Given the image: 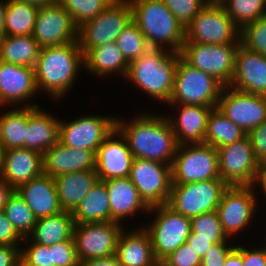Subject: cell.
Here are the masks:
<instances>
[{
    "label": "cell",
    "mask_w": 266,
    "mask_h": 266,
    "mask_svg": "<svg viewBox=\"0 0 266 266\" xmlns=\"http://www.w3.org/2000/svg\"><path fill=\"white\" fill-rule=\"evenodd\" d=\"M115 128L125 138L133 158L172 165L178 144L168 116L143 113L128 123L116 118Z\"/></svg>",
    "instance_id": "6da1fadb"
},
{
    "label": "cell",
    "mask_w": 266,
    "mask_h": 266,
    "mask_svg": "<svg viewBox=\"0 0 266 266\" xmlns=\"http://www.w3.org/2000/svg\"><path fill=\"white\" fill-rule=\"evenodd\" d=\"M81 67H85L84 54L78 41L41 48L34 68L38 92L46 90L51 97L63 99L74 85Z\"/></svg>",
    "instance_id": "7a4b0ae2"
},
{
    "label": "cell",
    "mask_w": 266,
    "mask_h": 266,
    "mask_svg": "<svg viewBox=\"0 0 266 266\" xmlns=\"http://www.w3.org/2000/svg\"><path fill=\"white\" fill-rule=\"evenodd\" d=\"M180 52L150 47L129 63L126 77L142 91L169 104Z\"/></svg>",
    "instance_id": "3957f363"
},
{
    "label": "cell",
    "mask_w": 266,
    "mask_h": 266,
    "mask_svg": "<svg viewBox=\"0 0 266 266\" xmlns=\"http://www.w3.org/2000/svg\"><path fill=\"white\" fill-rule=\"evenodd\" d=\"M129 2L133 21L145 36L149 47L165 49L168 45L167 49L170 51H181L185 41V28L162 0H129Z\"/></svg>",
    "instance_id": "277c9868"
},
{
    "label": "cell",
    "mask_w": 266,
    "mask_h": 266,
    "mask_svg": "<svg viewBox=\"0 0 266 266\" xmlns=\"http://www.w3.org/2000/svg\"><path fill=\"white\" fill-rule=\"evenodd\" d=\"M223 85L209 74L178 60L169 104L201 105L217 108Z\"/></svg>",
    "instance_id": "5b68a950"
},
{
    "label": "cell",
    "mask_w": 266,
    "mask_h": 266,
    "mask_svg": "<svg viewBox=\"0 0 266 266\" xmlns=\"http://www.w3.org/2000/svg\"><path fill=\"white\" fill-rule=\"evenodd\" d=\"M132 20L129 0H113L97 17L78 27L77 41L82 53L85 55L91 48L115 42Z\"/></svg>",
    "instance_id": "8992f818"
},
{
    "label": "cell",
    "mask_w": 266,
    "mask_h": 266,
    "mask_svg": "<svg viewBox=\"0 0 266 266\" xmlns=\"http://www.w3.org/2000/svg\"><path fill=\"white\" fill-rule=\"evenodd\" d=\"M171 174L172 184L221 179L217 149L205 143L178 145Z\"/></svg>",
    "instance_id": "52a82bcc"
},
{
    "label": "cell",
    "mask_w": 266,
    "mask_h": 266,
    "mask_svg": "<svg viewBox=\"0 0 266 266\" xmlns=\"http://www.w3.org/2000/svg\"><path fill=\"white\" fill-rule=\"evenodd\" d=\"M240 43L201 44L184 41L181 58L198 70L229 86L234 74L235 56Z\"/></svg>",
    "instance_id": "ba28073f"
},
{
    "label": "cell",
    "mask_w": 266,
    "mask_h": 266,
    "mask_svg": "<svg viewBox=\"0 0 266 266\" xmlns=\"http://www.w3.org/2000/svg\"><path fill=\"white\" fill-rule=\"evenodd\" d=\"M227 187L222 179L172 184L167 206L188 218L213 212Z\"/></svg>",
    "instance_id": "9c48e42d"
},
{
    "label": "cell",
    "mask_w": 266,
    "mask_h": 266,
    "mask_svg": "<svg viewBox=\"0 0 266 266\" xmlns=\"http://www.w3.org/2000/svg\"><path fill=\"white\" fill-rule=\"evenodd\" d=\"M241 30L225 8L207 3L185 28V41L201 44L241 43Z\"/></svg>",
    "instance_id": "30bf717a"
},
{
    "label": "cell",
    "mask_w": 266,
    "mask_h": 266,
    "mask_svg": "<svg viewBox=\"0 0 266 266\" xmlns=\"http://www.w3.org/2000/svg\"><path fill=\"white\" fill-rule=\"evenodd\" d=\"M217 152L220 178L227 186L254 187L258 184L262 166L254 156L248 136L217 148Z\"/></svg>",
    "instance_id": "8fae6325"
},
{
    "label": "cell",
    "mask_w": 266,
    "mask_h": 266,
    "mask_svg": "<svg viewBox=\"0 0 266 266\" xmlns=\"http://www.w3.org/2000/svg\"><path fill=\"white\" fill-rule=\"evenodd\" d=\"M149 211L157 215L144 228L150 235L155 259L160 262L186 243L192 230L191 218L174 212L167 205L152 206Z\"/></svg>",
    "instance_id": "7c38bea8"
},
{
    "label": "cell",
    "mask_w": 266,
    "mask_h": 266,
    "mask_svg": "<svg viewBox=\"0 0 266 266\" xmlns=\"http://www.w3.org/2000/svg\"><path fill=\"white\" fill-rule=\"evenodd\" d=\"M128 178L149 207L167 205L172 186L171 165L134 158Z\"/></svg>",
    "instance_id": "4fadbf2b"
},
{
    "label": "cell",
    "mask_w": 266,
    "mask_h": 266,
    "mask_svg": "<svg viewBox=\"0 0 266 266\" xmlns=\"http://www.w3.org/2000/svg\"><path fill=\"white\" fill-rule=\"evenodd\" d=\"M122 226L116 221L74 225L73 239L79 262L115 255Z\"/></svg>",
    "instance_id": "5bb4252c"
},
{
    "label": "cell",
    "mask_w": 266,
    "mask_h": 266,
    "mask_svg": "<svg viewBox=\"0 0 266 266\" xmlns=\"http://www.w3.org/2000/svg\"><path fill=\"white\" fill-rule=\"evenodd\" d=\"M217 109L246 133L266 120V96L223 87Z\"/></svg>",
    "instance_id": "9a60e30c"
},
{
    "label": "cell",
    "mask_w": 266,
    "mask_h": 266,
    "mask_svg": "<svg viewBox=\"0 0 266 266\" xmlns=\"http://www.w3.org/2000/svg\"><path fill=\"white\" fill-rule=\"evenodd\" d=\"M112 116H82L71 122L59 123V142L72 148L92 150L95 153L105 138L115 129Z\"/></svg>",
    "instance_id": "2e32d148"
},
{
    "label": "cell",
    "mask_w": 266,
    "mask_h": 266,
    "mask_svg": "<svg viewBox=\"0 0 266 266\" xmlns=\"http://www.w3.org/2000/svg\"><path fill=\"white\" fill-rule=\"evenodd\" d=\"M254 189L253 187L228 186L223 192L216 211L228 238L244 230L252 221L258 204L257 193L255 195Z\"/></svg>",
    "instance_id": "e0dca14e"
},
{
    "label": "cell",
    "mask_w": 266,
    "mask_h": 266,
    "mask_svg": "<svg viewBox=\"0 0 266 266\" xmlns=\"http://www.w3.org/2000/svg\"><path fill=\"white\" fill-rule=\"evenodd\" d=\"M77 27L69 13L57 2L39 7L32 36L40 48L77 41Z\"/></svg>",
    "instance_id": "ac0fdd59"
},
{
    "label": "cell",
    "mask_w": 266,
    "mask_h": 266,
    "mask_svg": "<svg viewBox=\"0 0 266 266\" xmlns=\"http://www.w3.org/2000/svg\"><path fill=\"white\" fill-rule=\"evenodd\" d=\"M133 159L125 138L115 128L96 152L95 170L99 180L129 177Z\"/></svg>",
    "instance_id": "d6986e66"
},
{
    "label": "cell",
    "mask_w": 266,
    "mask_h": 266,
    "mask_svg": "<svg viewBox=\"0 0 266 266\" xmlns=\"http://www.w3.org/2000/svg\"><path fill=\"white\" fill-rule=\"evenodd\" d=\"M229 86L246 93L266 96V56L250 51L240 43Z\"/></svg>",
    "instance_id": "ffe728a7"
},
{
    "label": "cell",
    "mask_w": 266,
    "mask_h": 266,
    "mask_svg": "<svg viewBox=\"0 0 266 266\" xmlns=\"http://www.w3.org/2000/svg\"><path fill=\"white\" fill-rule=\"evenodd\" d=\"M36 92L34 68L0 60V105H20Z\"/></svg>",
    "instance_id": "44dd1931"
},
{
    "label": "cell",
    "mask_w": 266,
    "mask_h": 266,
    "mask_svg": "<svg viewBox=\"0 0 266 266\" xmlns=\"http://www.w3.org/2000/svg\"><path fill=\"white\" fill-rule=\"evenodd\" d=\"M96 153L57 142L43 154V174L53 178L73 172L95 170Z\"/></svg>",
    "instance_id": "7402d4cb"
},
{
    "label": "cell",
    "mask_w": 266,
    "mask_h": 266,
    "mask_svg": "<svg viewBox=\"0 0 266 266\" xmlns=\"http://www.w3.org/2000/svg\"><path fill=\"white\" fill-rule=\"evenodd\" d=\"M43 174V155L24 147L5 150L1 177L17 190Z\"/></svg>",
    "instance_id": "603a6c76"
},
{
    "label": "cell",
    "mask_w": 266,
    "mask_h": 266,
    "mask_svg": "<svg viewBox=\"0 0 266 266\" xmlns=\"http://www.w3.org/2000/svg\"><path fill=\"white\" fill-rule=\"evenodd\" d=\"M37 219L56 215L63 210L53 177L46 174L30 180L16 190Z\"/></svg>",
    "instance_id": "cb8c5ba5"
},
{
    "label": "cell",
    "mask_w": 266,
    "mask_h": 266,
    "mask_svg": "<svg viewBox=\"0 0 266 266\" xmlns=\"http://www.w3.org/2000/svg\"><path fill=\"white\" fill-rule=\"evenodd\" d=\"M178 108L179 112L173 119L169 116L178 145L204 143L207 132V120L213 107L188 104H169ZM177 105V106H176Z\"/></svg>",
    "instance_id": "d4e9b609"
},
{
    "label": "cell",
    "mask_w": 266,
    "mask_h": 266,
    "mask_svg": "<svg viewBox=\"0 0 266 266\" xmlns=\"http://www.w3.org/2000/svg\"><path fill=\"white\" fill-rule=\"evenodd\" d=\"M120 266H157L149 233L144 227L120 232L115 253Z\"/></svg>",
    "instance_id": "484cf974"
},
{
    "label": "cell",
    "mask_w": 266,
    "mask_h": 266,
    "mask_svg": "<svg viewBox=\"0 0 266 266\" xmlns=\"http://www.w3.org/2000/svg\"><path fill=\"white\" fill-rule=\"evenodd\" d=\"M51 115L41 111L39 106H27L25 148L43 155L59 141L60 120Z\"/></svg>",
    "instance_id": "4316f807"
},
{
    "label": "cell",
    "mask_w": 266,
    "mask_h": 266,
    "mask_svg": "<svg viewBox=\"0 0 266 266\" xmlns=\"http://www.w3.org/2000/svg\"><path fill=\"white\" fill-rule=\"evenodd\" d=\"M104 182L110 200V221L121 223L124 218L131 217L137 211L140 212L139 210L149 213L150 207L140 197L137 188L128 177Z\"/></svg>",
    "instance_id": "83f0119b"
},
{
    "label": "cell",
    "mask_w": 266,
    "mask_h": 266,
    "mask_svg": "<svg viewBox=\"0 0 266 266\" xmlns=\"http://www.w3.org/2000/svg\"><path fill=\"white\" fill-rule=\"evenodd\" d=\"M63 211L73 212L99 180L96 170L65 173L54 178Z\"/></svg>",
    "instance_id": "f1b7e54d"
},
{
    "label": "cell",
    "mask_w": 266,
    "mask_h": 266,
    "mask_svg": "<svg viewBox=\"0 0 266 266\" xmlns=\"http://www.w3.org/2000/svg\"><path fill=\"white\" fill-rule=\"evenodd\" d=\"M74 218L71 212L62 211L59 214L37 219L30 236L23 241L34 242L46 246L73 238ZM32 237V238H31Z\"/></svg>",
    "instance_id": "f546056e"
},
{
    "label": "cell",
    "mask_w": 266,
    "mask_h": 266,
    "mask_svg": "<svg viewBox=\"0 0 266 266\" xmlns=\"http://www.w3.org/2000/svg\"><path fill=\"white\" fill-rule=\"evenodd\" d=\"M84 70L96 76H107L111 73H121L126 77L129 63L115 42H108L103 45L91 48L84 55Z\"/></svg>",
    "instance_id": "4dcf8cb0"
},
{
    "label": "cell",
    "mask_w": 266,
    "mask_h": 266,
    "mask_svg": "<svg viewBox=\"0 0 266 266\" xmlns=\"http://www.w3.org/2000/svg\"><path fill=\"white\" fill-rule=\"evenodd\" d=\"M75 225L110 221V200L106 183L98 180L72 212Z\"/></svg>",
    "instance_id": "1f68e13d"
},
{
    "label": "cell",
    "mask_w": 266,
    "mask_h": 266,
    "mask_svg": "<svg viewBox=\"0 0 266 266\" xmlns=\"http://www.w3.org/2000/svg\"><path fill=\"white\" fill-rule=\"evenodd\" d=\"M40 46L32 35L9 36L0 39V60L35 68Z\"/></svg>",
    "instance_id": "d6a6232c"
},
{
    "label": "cell",
    "mask_w": 266,
    "mask_h": 266,
    "mask_svg": "<svg viewBox=\"0 0 266 266\" xmlns=\"http://www.w3.org/2000/svg\"><path fill=\"white\" fill-rule=\"evenodd\" d=\"M39 7V5L29 2L5 1V35H32Z\"/></svg>",
    "instance_id": "836d02e7"
},
{
    "label": "cell",
    "mask_w": 266,
    "mask_h": 266,
    "mask_svg": "<svg viewBox=\"0 0 266 266\" xmlns=\"http://www.w3.org/2000/svg\"><path fill=\"white\" fill-rule=\"evenodd\" d=\"M247 133L229 120L217 108H213L207 120V132L204 143L220 148L240 141Z\"/></svg>",
    "instance_id": "e575fe53"
},
{
    "label": "cell",
    "mask_w": 266,
    "mask_h": 266,
    "mask_svg": "<svg viewBox=\"0 0 266 266\" xmlns=\"http://www.w3.org/2000/svg\"><path fill=\"white\" fill-rule=\"evenodd\" d=\"M27 106L37 107L38 105L34 103V105L17 107L0 116V142L5 150L25 148Z\"/></svg>",
    "instance_id": "d590c367"
},
{
    "label": "cell",
    "mask_w": 266,
    "mask_h": 266,
    "mask_svg": "<svg viewBox=\"0 0 266 266\" xmlns=\"http://www.w3.org/2000/svg\"><path fill=\"white\" fill-rule=\"evenodd\" d=\"M3 211L23 239L31 234L37 218L16 190L9 196Z\"/></svg>",
    "instance_id": "8d00e7d4"
},
{
    "label": "cell",
    "mask_w": 266,
    "mask_h": 266,
    "mask_svg": "<svg viewBox=\"0 0 266 266\" xmlns=\"http://www.w3.org/2000/svg\"><path fill=\"white\" fill-rule=\"evenodd\" d=\"M222 6L240 30L266 15V0H227Z\"/></svg>",
    "instance_id": "74e56055"
},
{
    "label": "cell",
    "mask_w": 266,
    "mask_h": 266,
    "mask_svg": "<svg viewBox=\"0 0 266 266\" xmlns=\"http://www.w3.org/2000/svg\"><path fill=\"white\" fill-rule=\"evenodd\" d=\"M113 0H58L78 28L103 12Z\"/></svg>",
    "instance_id": "f35d334b"
},
{
    "label": "cell",
    "mask_w": 266,
    "mask_h": 266,
    "mask_svg": "<svg viewBox=\"0 0 266 266\" xmlns=\"http://www.w3.org/2000/svg\"><path fill=\"white\" fill-rule=\"evenodd\" d=\"M115 43L128 63L139 58L150 48L145 36L133 20L119 34Z\"/></svg>",
    "instance_id": "ab89813d"
},
{
    "label": "cell",
    "mask_w": 266,
    "mask_h": 266,
    "mask_svg": "<svg viewBox=\"0 0 266 266\" xmlns=\"http://www.w3.org/2000/svg\"><path fill=\"white\" fill-rule=\"evenodd\" d=\"M191 226V232L195 233V238L209 239L214 244L230 239L223 231L217 211L191 218Z\"/></svg>",
    "instance_id": "60d3db41"
},
{
    "label": "cell",
    "mask_w": 266,
    "mask_h": 266,
    "mask_svg": "<svg viewBox=\"0 0 266 266\" xmlns=\"http://www.w3.org/2000/svg\"><path fill=\"white\" fill-rule=\"evenodd\" d=\"M240 40L248 50L266 56V15L246 25L241 30Z\"/></svg>",
    "instance_id": "b9f144b4"
},
{
    "label": "cell",
    "mask_w": 266,
    "mask_h": 266,
    "mask_svg": "<svg viewBox=\"0 0 266 266\" xmlns=\"http://www.w3.org/2000/svg\"><path fill=\"white\" fill-rule=\"evenodd\" d=\"M184 28L208 3V0H162Z\"/></svg>",
    "instance_id": "7bdbcfd3"
},
{
    "label": "cell",
    "mask_w": 266,
    "mask_h": 266,
    "mask_svg": "<svg viewBox=\"0 0 266 266\" xmlns=\"http://www.w3.org/2000/svg\"><path fill=\"white\" fill-rule=\"evenodd\" d=\"M21 266H55L52 263L50 246L32 243L20 249Z\"/></svg>",
    "instance_id": "ee69618b"
},
{
    "label": "cell",
    "mask_w": 266,
    "mask_h": 266,
    "mask_svg": "<svg viewBox=\"0 0 266 266\" xmlns=\"http://www.w3.org/2000/svg\"><path fill=\"white\" fill-rule=\"evenodd\" d=\"M52 263L55 266H78L74 239L65 240L50 246Z\"/></svg>",
    "instance_id": "f6af8a7d"
},
{
    "label": "cell",
    "mask_w": 266,
    "mask_h": 266,
    "mask_svg": "<svg viewBox=\"0 0 266 266\" xmlns=\"http://www.w3.org/2000/svg\"><path fill=\"white\" fill-rule=\"evenodd\" d=\"M202 258L187 243L169 254L162 262L166 266H201Z\"/></svg>",
    "instance_id": "bcb514c9"
},
{
    "label": "cell",
    "mask_w": 266,
    "mask_h": 266,
    "mask_svg": "<svg viewBox=\"0 0 266 266\" xmlns=\"http://www.w3.org/2000/svg\"><path fill=\"white\" fill-rule=\"evenodd\" d=\"M254 156L261 166L266 164V120L247 133Z\"/></svg>",
    "instance_id": "7dc6e473"
},
{
    "label": "cell",
    "mask_w": 266,
    "mask_h": 266,
    "mask_svg": "<svg viewBox=\"0 0 266 266\" xmlns=\"http://www.w3.org/2000/svg\"><path fill=\"white\" fill-rule=\"evenodd\" d=\"M229 240L213 244L202 257L201 266H224L227 255L235 248L227 244Z\"/></svg>",
    "instance_id": "c3c4849f"
},
{
    "label": "cell",
    "mask_w": 266,
    "mask_h": 266,
    "mask_svg": "<svg viewBox=\"0 0 266 266\" xmlns=\"http://www.w3.org/2000/svg\"><path fill=\"white\" fill-rule=\"evenodd\" d=\"M23 238L14 228L12 222L0 211V245L19 246ZM19 242V243H18Z\"/></svg>",
    "instance_id": "681fc988"
},
{
    "label": "cell",
    "mask_w": 266,
    "mask_h": 266,
    "mask_svg": "<svg viewBox=\"0 0 266 266\" xmlns=\"http://www.w3.org/2000/svg\"><path fill=\"white\" fill-rule=\"evenodd\" d=\"M242 262L244 266H266V250L258 247L257 249H247L242 247Z\"/></svg>",
    "instance_id": "f907efd6"
},
{
    "label": "cell",
    "mask_w": 266,
    "mask_h": 266,
    "mask_svg": "<svg viewBox=\"0 0 266 266\" xmlns=\"http://www.w3.org/2000/svg\"><path fill=\"white\" fill-rule=\"evenodd\" d=\"M19 247L0 245V266H21Z\"/></svg>",
    "instance_id": "816d5d0a"
},
{
    "label": "cell",
    "mask_w": 266,
    "mask_h": 266,
    "mask_svg": "<svg viewBox=\"0 0 266 266\" xmlns=\"http://www.w3.org/2000/svg\"><path fill=\"white\" fill-rule=\"evenodd\" d=\"M187 245L196 252L201 258L206 255L214 243H211L209 239L195 238V233H190L186 241Z\"/></svg>",
    "instance_id": "f5cc1de1"
},
{
    "label": "cell",
    "mask_w": 266,
    "mask_h": 266,
    "mask_svg": "<svg viewBox=\"0 0 266 266\" xmlns=\"http://www.w3.org/2000/svg\"><path fill=\"white\" fill-rule=\"evenodd\" d=\"M78 266H120L116 255L79 262Z\"/></svg>",
    "instance_id": "db71d44e"
},
{
    "label": "cell",
    "mask_w": 266,
    "mask_h": 266,
    "mask_svg": "<svg viewBox=\"0 0 266 266\" xmlns=\"http://www.w3.org/2000/svg\"><path fill=\"white\" fill-rule=\"evenodd\" d=\"M224 266H244L242 262V246H235L227 255Z\"/></svg>",
    "instance_id": "11a10c76"
},
{
    "label": "cell",
    "mask_w": 266,
    "mask_h": 266,
    "mask_svg": "<svg viewBox=\"0 0 266 266\" xmlns=\"http://www.w3.org/2000/svg\"><path fill=\"white\" fill-rule=\"evenodd\" d=\"M13 191L14 189L0 176V211L4 209V206L7 204V200Z\"/></svg>",
    "instance_id": "9f6ffc18"
},
{
    "label": "cell",
    "mask_w": 266,
    "mask_h": 266,
    "mask_svg": "<svg viewBox=\"0 0 266 266\" xmlns=\"http://www.w3.org/2000/svg\"><path fill=\"white\" fill-rule=\"evenodd\" d=\"M5 2L0 0V39L5 35L4 24H5Z\"/></svg>",
    "instance_id": "6f0895ef"
},
{
    "label": "cell",
    "mask_w": 266,
    "mask_h": 266,
    "mask_svg": "<svg viewBox=\"0 0 266 266\" xmlns=\"http://www.w3.org/2000/svg\"><path fill=\"white\" fill-rule=\"evenodd\" d=\"M258 186H261L264 195L266 196V164L262 166L261 174L258 180Z\"/></svg>",
    "instance_id": "680465c9"
},
{
    "label": "cell",
    "mask_w": 266,
    "mask_h": 266,
    "mask_svg": "<svg viewBox=\"0 0 266 266\" xmlns=\"http://www.w3.org/2000/svg\"><path fill=\"white\" fill-rule=\"evenodd\" d=\"M17 1L29 2L39 6L49 5L58 2V0H17Z\"/></svg>",
    "instance_id": "91938a15"
},
{
    "label": "cell",
    "mask_w": 266,
    "mask_h": 266,
    "mask_svg": "<svg viewBox=\"0 0 266 266\" xmlns=\"http://www.w3.org/2000/svg\"><path fill=\"white\" fill-rule=\"evenodd\" d=\"M4 154H5V148L3 147V145L0 142V176H1L2 170H3Z\"/></svg>",
    "instance_id": "94428289"
},
{
    "label": "cell",
    "mask_w": 266,
    "mask_h": 266,
    "mask_svg": "<svg viewBox=\"0 0 266 266\" xmlns=\"http://www.w3.org/2000/svg\"><path fill=\"white\" fill-rule=\"evenodd\" d=\"M227 0H209V3L222 5Z\"/></svg>",
    "instance_id": "6125c7cd"
},
{
    "label": "cell",
    "mask_w": 266,
    "mask_h": 266,
    "mask_svg": "<svg viewBox=\"0 0 266 266\" xmlns=\"http://www.w3.org/2000/svg\"><path fill=\"white\" fill-rule=\"evenodd\" d=\"M157 266H166L162 261L157 263Z\"/></svg>",
    "instance_id": "be15d7a7"
}]
</instances>
